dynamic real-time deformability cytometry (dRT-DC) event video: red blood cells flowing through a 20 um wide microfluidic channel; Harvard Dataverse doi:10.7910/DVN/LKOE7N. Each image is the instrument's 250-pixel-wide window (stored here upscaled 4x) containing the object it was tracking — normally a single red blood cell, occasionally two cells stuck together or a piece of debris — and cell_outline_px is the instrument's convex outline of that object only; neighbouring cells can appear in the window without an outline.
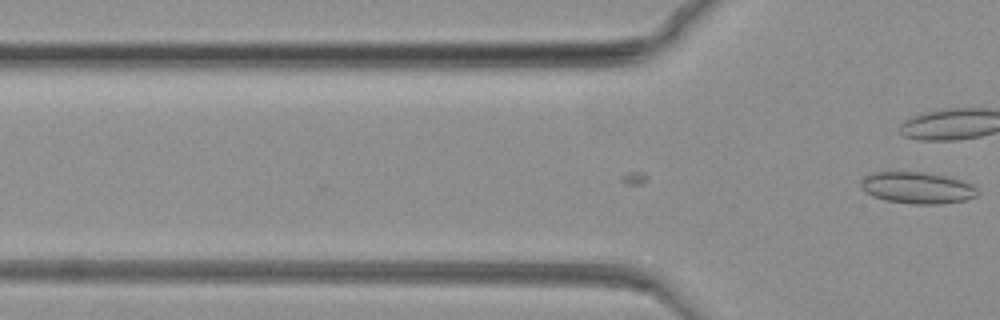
{"species": "common noctule bat (a hibernating species)", "species_latin": "Nyctalus noctula", "temperature_condition": "warm", "stored_images_in_passage": 5, "camera_frame_rate_fps": 3000, "um_per_image_px": 0.085, "animal": {"sex": "female", "body_mass_g": 19.3, "forearm_length_mm": 54.1}, "frame": {"image": 1, "passage_image": 5, "time_ms": 1.333, "image_size_px": [1000, 320], "cell_outline_px": [[976, 196], [964, 200], [940, 204], [912, 204], [888, 200], [872, 196], [860, 188], [860, 180], [864, 176], [872, 172], [920, 172], [944, 176], [960, 180], [972, 184], [976, 188]], "centroid_in_image_um": [77.91, 15.96], "position_along_channel_um": 47.9, "area_um2": 21.27}}